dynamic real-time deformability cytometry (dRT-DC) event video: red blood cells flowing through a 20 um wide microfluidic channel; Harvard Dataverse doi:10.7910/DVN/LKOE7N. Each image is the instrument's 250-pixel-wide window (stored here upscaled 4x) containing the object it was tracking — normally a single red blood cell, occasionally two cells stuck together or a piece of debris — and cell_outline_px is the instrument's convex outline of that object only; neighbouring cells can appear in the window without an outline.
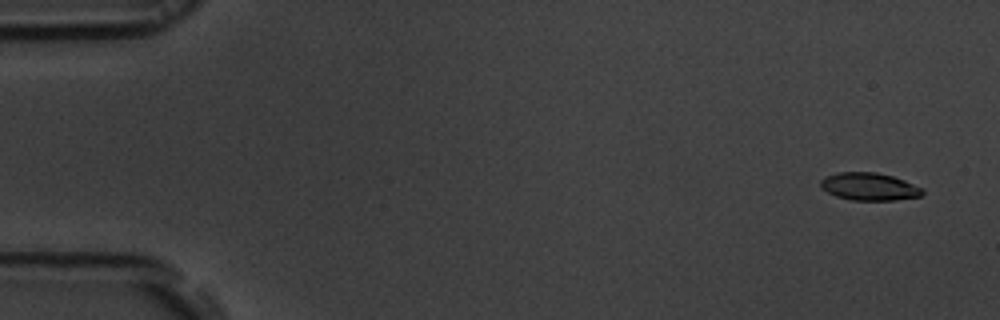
{"species": "common noctule bat (a hibernating species)", "species_latin": "Nyctalus noctula", "temperature_condition": "room temperature", "stored_images_in_passage": 55, "camera_frame_rate_fps": 3000, "um_per_image_px": 0.085, "animal": {"sex": "male", "body_mass_g": 19.5, "forearm_length_mm": 54.6}, "frame": {"image": 1, "passage_image": 3, "time_ms": 0.667, "image_size_px": [1000, 320], "cell_outline_px": [[924, 192], [920, 196], [896, 200], [852, 200], [836, 196], [820, 188], [820, 180], [824, 176], [836, 172], [876, 172], [892, 176], [904, 180], [924, 188]], "centroid_in_image_um": [73.87, 15.85], "position_along_channel_um": 11.1, "area_um2": 16.53}}
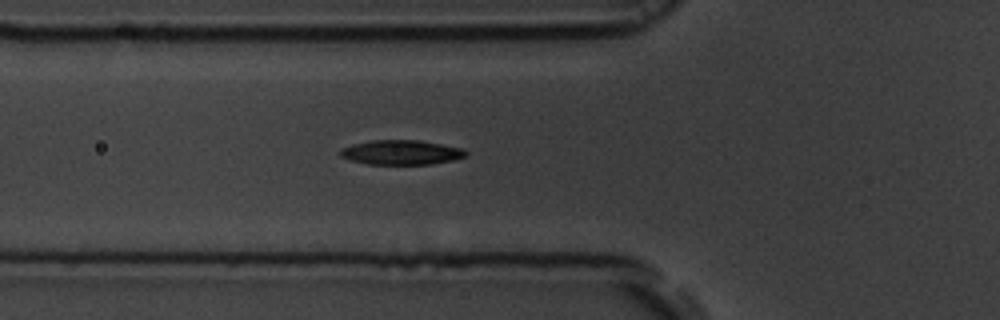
{"frame": {"image": 2, "passage_image": 20, "time_ms": 6.333, "image_size_px": [1000, 320], "cell_outline_px": [[468, 152], [464, 156], [452, 160], [428, 164], [368, 164], [352, 160], [340, 156], [340, 148], [352, 144], [372, 140], [420, 140], [464, 148]], "centroid_in_image_um": [34.1, 12.94], "position_along_channel_um": 91.7, "area_um2": 17.92}}
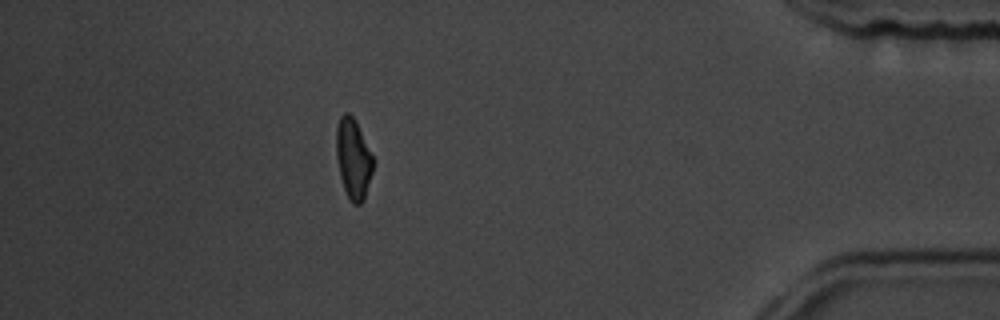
{"frame": {"image": 3, "passage_image": 49, "time_ms": 16.0, "image_size_px": [1000, 320], "cell_outline_px": [[376, 160], [364, 200], [360, 204], [352, 204], [344, 188], [340, 176], [336, 156], [336, 128], [340, 116], [344, 112], [348, 112], [356, 120]], "centroid_in_image_um": [30.05, 13.46], "position_along_channel_um": 405.1, "area_um2": 17.63}, "authors_computed_cell_mechanics": {"area_um2": 17.3978, "velocity_mm_per_s": 3.7336, "shape_relaxation_time_tau1_ms": 2.7899, "shape_relaxation_time_tau2_ms": 4.1692, "deformation_change_tau1": 0.1285, "deformation_change_tau2": 0.1073}}